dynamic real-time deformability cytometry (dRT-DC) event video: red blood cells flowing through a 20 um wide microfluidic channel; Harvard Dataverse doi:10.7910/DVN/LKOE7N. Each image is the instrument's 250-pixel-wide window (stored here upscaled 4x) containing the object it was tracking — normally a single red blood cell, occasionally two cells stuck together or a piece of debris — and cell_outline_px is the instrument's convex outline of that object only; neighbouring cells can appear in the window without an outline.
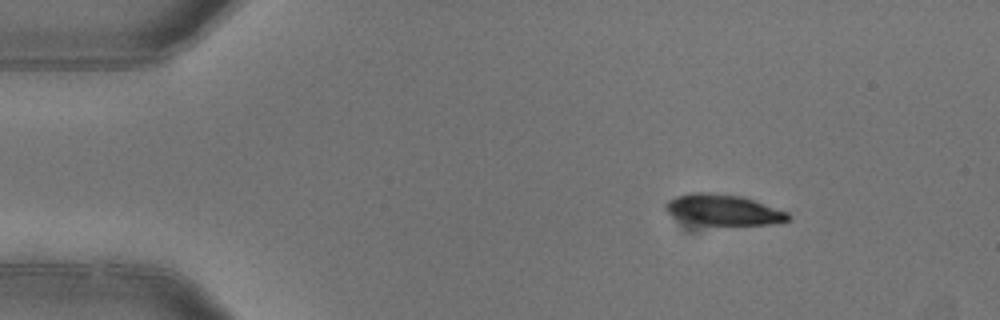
{"species": "common noctule bat (a hibernating species)", "species_latin": "Nyctalus noctula", "temperature_condition": "warm", "stored_images_in_passage": 2, "camera_frame_rate_fps": 3000, "um_per_image_px": 0.085, "animal": {"sex": "female"}, "frame": {"image": 1, "passage_image": 1, "time_ms": 0.0, "image_size_px": [1000, 320], "cell_outline_px": [[792, 216], [788, 220], [768, 224], [704, 224], [680, 220], [672, 216], [664, 208], [664, 204], [668, 200], [676, 196], [692, 192], [712, 192], [740, 196], [788, 212]], "centroid_in_image_um": [61.42, 17.82], "position_along_channel_um": 23.6, "area_um2": 21.68}}